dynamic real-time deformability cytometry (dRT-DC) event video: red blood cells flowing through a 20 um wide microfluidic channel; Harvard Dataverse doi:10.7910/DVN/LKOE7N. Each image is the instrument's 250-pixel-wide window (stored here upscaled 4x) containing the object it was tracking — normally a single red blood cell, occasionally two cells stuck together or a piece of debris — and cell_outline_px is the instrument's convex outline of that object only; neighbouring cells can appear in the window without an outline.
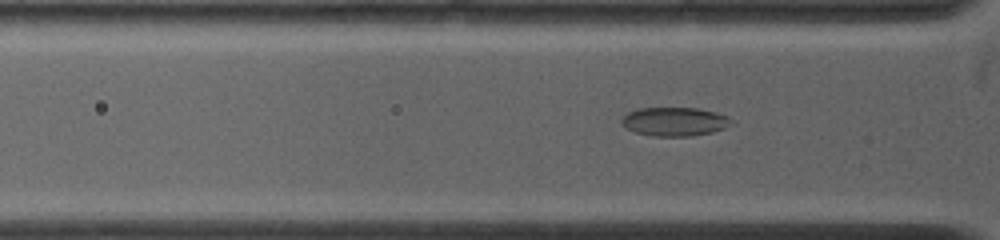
{"species": "common noctule bat (a hibernating species)", "species_latin": "Nyctalus noctula", "temperature_condition": "warm", "stored_images_in_passage": 68, "camera_frame_rate_fps": 4500, "um_per_image_px": 0.085, "animal": {"sex": "female", "body_mass_g": 19.0, "forearm_length_mm": 53.3}, "frame": {"image": 1, "passage_image": 12, "time_ms": 2.667, "image_size_px": [1000, 240], "cell_outline_px": [[736, 124], [712, 132], [692, 136], [652, 136], [636, 132], [628, 128], [620, 120], [628, 112], [636, 108], [700, 108], [716, 112], [728, 116]], "centroid_in_image_um": [57.4, 10.33], "position_along_channel_um": 68.4, "area_um2": 18.5}}
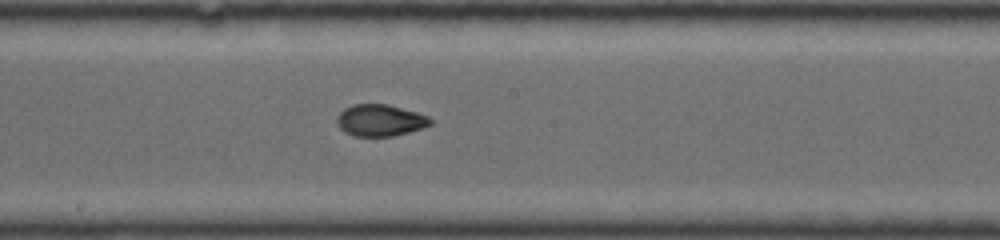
{"frame": {"image": 2, "passage_image": 27, "time_ms": 6.444, "image_size_px": [1000, 240], "cell_outline_px": [[432, 124], [408, 132], [392, 136], [352, 136], [344, 132], [336, 124], [336, 116], [344, 108], [352, 104], [388, 104], [416, 112], [428, 116], [432, 120]], "centroid_in_image_um": [32.26, 10.22], "position_along_channel_um": 215.9, "area_um2": 17.34}}
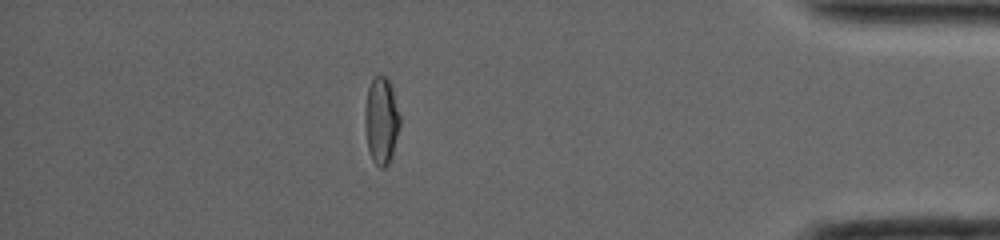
{"frame": {"image": 3, "passage_image": 52, "time_ms": 12.444, "image_size_px": [1000, 240], "cell_outline_px": [[400, 124], [392, 156], [388, 164], [384, 168], [380, 168], [372, 160], [368, 148], [364, 124], [364, 112], [368, 88], [372, 76], [384, 76], [392, 84], [400, 116]], "centroid_in_image_um": [32.41, 10.23], "position_along_channel_um": 402.8, "area_um2": 17.98}, "authors_computed_cell_mechanics": {"area_um2": 17.7446, "velocity_mm_per_s": 3.9047, "shape_relaxation_time_tau1_ms": null, "shape_relaxation_time_tau2_ms": 1.1581, "deformation_change_tau1": null, "deformation_change_tau2": 0.05}}